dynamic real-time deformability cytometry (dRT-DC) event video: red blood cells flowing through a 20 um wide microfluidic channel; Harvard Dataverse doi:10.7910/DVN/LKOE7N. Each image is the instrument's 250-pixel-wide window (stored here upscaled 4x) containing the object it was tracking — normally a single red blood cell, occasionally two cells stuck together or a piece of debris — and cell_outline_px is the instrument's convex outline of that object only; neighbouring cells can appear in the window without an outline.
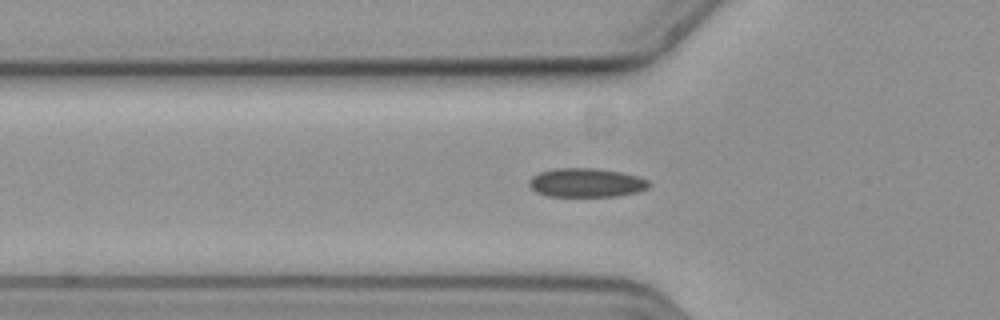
{"species": "common noctule bat (a hibernating species)", "species_latin": "Nyctalus noctula", "temperature_condition": "cold", "stored_images_in_passage": 42, "camera_frame_rate_fps": 3000, "um_per_image_px": 0.085, "animal": {"sex": "female", "body_mass_g": 19.3, "forearm_length_mm": 54.1}, "frame": {"image": 1, "passage_image": 6, "time_ms": 1.667, "image_size_px": [1000, 320], "cell_outline_px": [[652, 184], [648, 188], [636, 192], [616, 196], [548, 196], [536, 192], [528, 184], [528, 180], [532, 176], [540, 172], [556, 168], [592, 168], [620, 172], [636, 176], [648, 180]], "centroid_in_image_um": [49.82, 15.53], "position_along_channel_um": 76.0, "area_um2": 20.11}}
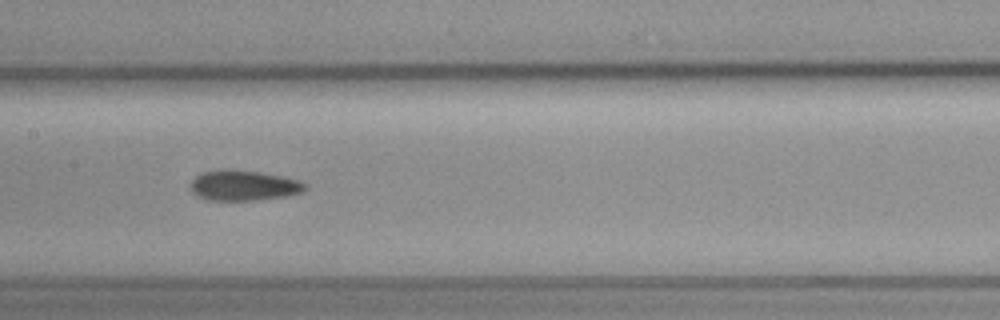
{"frame": {"image": 2, "passage_image": 15, "time_ms": 4.667, "image_size_px": [1000, 320], "cell_outline_px": [[308, 188], [304, 192], [288, 196], [252, 200], [208, 200], [196, 196], [192, 192], [192, 180], [196, 176], [204, 172], [220, 168], [228, 168], [260, 172], [284, 176], [296, 180], [304, 184]], "centroid_in_image_um": [20.71, 15.75], "position_along_channel_um": 186.7, "area_um2": 20.4}}
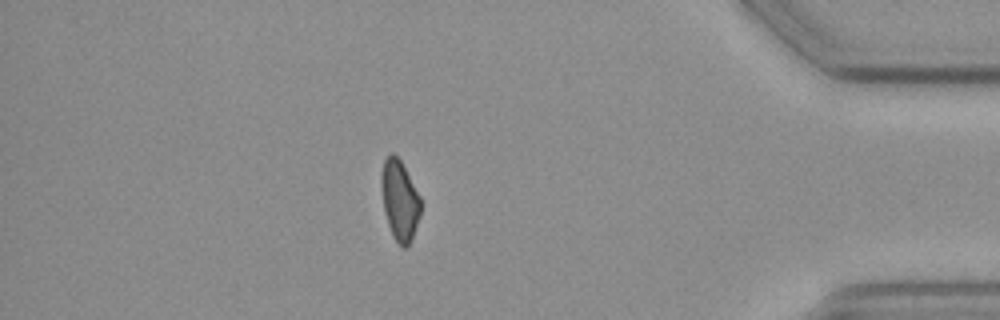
{"frame": {"image": 3, "passage_image": 36, "time_ms": 11.667, "image_size_px": [1000, 320], "cell_outline_px": [[420, 212], [412, 236], [408, 244], [404, 248], [392, 236], [384, 212], [380, 184], [380, 176], [384, 160], [392, 152], [400, 160], [420, 196]], "centroid_in_image_um": [33.93, 16.99], "position_along_channel_um": 401.3, "area_um2": 18.03}, "authors_computed_cell_mechanics": {"area_um2": 19.7676, "velocity_mm_per_s": 3.6716, "shape_relaxation_time_tau1_ms": null, "shape_relaxation_time_tau2_ms": 7.9073, "deformation_change_tau1": null, "deformation_change_tau2": 0.1171}}